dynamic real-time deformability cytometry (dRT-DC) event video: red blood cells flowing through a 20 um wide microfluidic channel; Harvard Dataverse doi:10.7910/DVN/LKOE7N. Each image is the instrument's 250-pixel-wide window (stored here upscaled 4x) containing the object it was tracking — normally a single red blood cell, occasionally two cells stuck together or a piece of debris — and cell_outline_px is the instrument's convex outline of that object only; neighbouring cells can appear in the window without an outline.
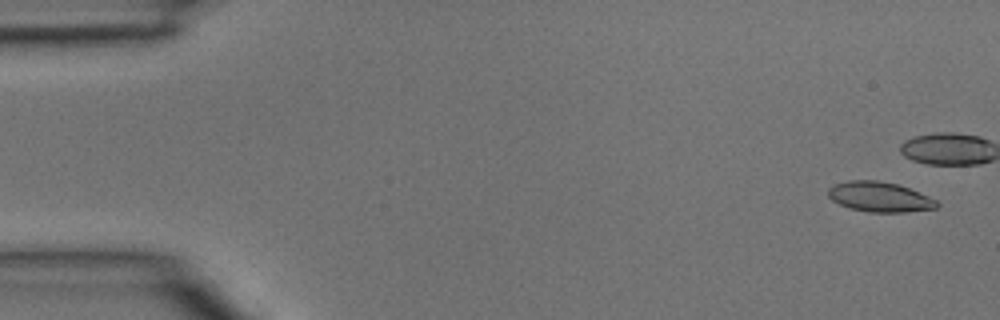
{"species": "common noctule bat (a hibernating species)", "species_latin": "Nyctalus noctula", "temperature_condition": "room temperature", "stored_images_in_passage": 5, "camera_frame_rate_fps": 3000, "um_per_image_px": 0.085, "animal": {"sex": "male", "body_mass_g": 15.6}, "frame": {"image": 1, "passage_image": 1, "time_ms": 0.0, "image_size_px": [1000, 320], "cell_outline_px": [[940, 204], [936, 208], [904, 212], [868, 212], [848, 208], [832, 200], [828, 196], [828, 188], [836, 184], [848, 180], [876, 180], [896, 184], [908, 188], [936, 200]], "centroid_in_image_um": [74.74, 16.74], "position_along_channel_um": 10.3, "area_um2": 18.84}}
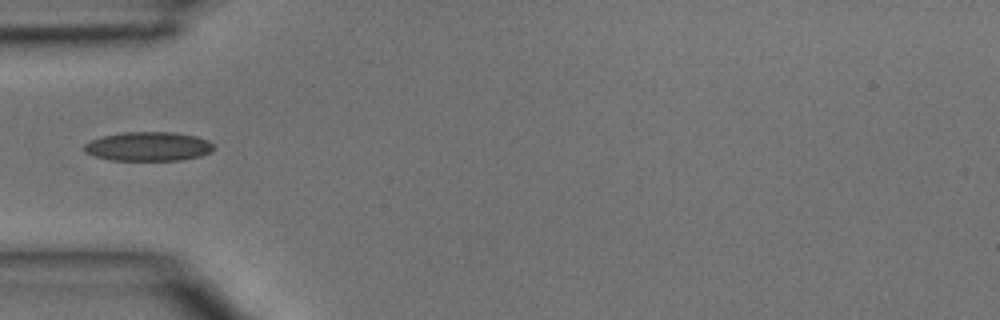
{"frame": {"image": 2, "passage_image": 5, "time_ms": 1.333, "image_size_px": [1000, 320], "cell_outline_px": [[216, 148], [212, 152], [200, 156], [180, 160], [112, 160], [92, 156], [84, 152], [84, 144], [88, 140], [100, 136], [124, 132], [176, 132], [196, 136], [208, 140]], "centroid_in_image_um": [12.58, 12.44], "position_along_channel_um": 72.4, "area_um2": 22.31}}